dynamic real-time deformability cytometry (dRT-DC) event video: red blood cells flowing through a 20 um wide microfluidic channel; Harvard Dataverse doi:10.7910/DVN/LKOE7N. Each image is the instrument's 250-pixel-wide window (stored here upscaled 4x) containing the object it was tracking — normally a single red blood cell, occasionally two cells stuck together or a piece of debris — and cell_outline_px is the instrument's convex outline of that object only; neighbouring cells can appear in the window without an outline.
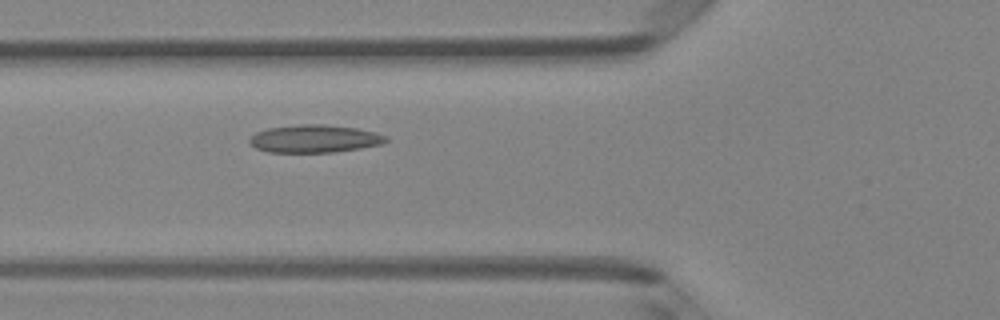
{"species": "Egyptian fruit bat (a non-hibernating species)", "species_latin": "Rousettus aegyptiacus", "temperature_condition": "room temperature", "stored_images_in_passage": 5, "camera_frame_rate_fps": 3000, "um_per_image_px": 0.085, "animal": {"sex": "female"}, "frame": {"image": 1, "passage_image": 5, "time_ms": 1.333, "image_size_px": [1000, 320], "cell_outline_px": [[388, 140], [380, 144], [360, 148], [332, 152], [268, 152], [256, 148], [248, 140], [256, 132], [268, 128], [300, 124], [324, 124], [356, 128], [376, 132], [388, 136]], "centroid_in_image_um": [26.74, 11.78], "position_along_channel_um": 99.1, "area_um2": 21.96}}